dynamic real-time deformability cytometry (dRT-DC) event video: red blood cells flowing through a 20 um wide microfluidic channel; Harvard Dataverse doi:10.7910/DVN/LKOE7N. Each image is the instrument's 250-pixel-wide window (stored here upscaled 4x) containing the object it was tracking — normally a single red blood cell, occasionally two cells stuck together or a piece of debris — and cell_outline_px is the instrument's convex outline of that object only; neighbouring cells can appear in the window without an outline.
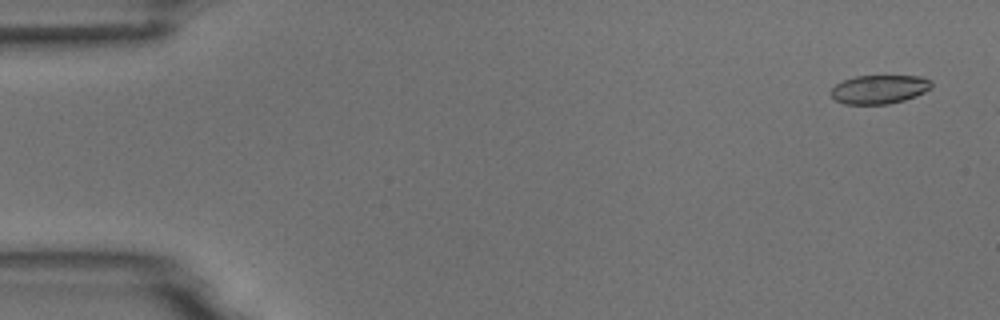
{"species": "common noctule bat (a hibernating species)", "species_latin": "Nyctalus noctula", "temperature_condition": "room temperature", "stored_images_in_passage": 3, "camera_frame_rate_fps": 3000, "um_per_image_px": 0.085, "animal": {"sex": "male", "body_mass_g": 18.8}, "frame": {"image": 1, "passage_image": 1, "time_ms": 0.0, "image_size_px": [1000, 320], "cell_outline_px": [[932, 88], [916, 96], [904, 100], [888, 104], [844, 104], [836, 100], [828, 92], [836, 84], [844, 80], [856, 76], [924, 76], [932, 80]], "centroid_in_image_um": [74.76, 7.59], "position_along_channel_um": 10.2, "area_um2": 16.99}}